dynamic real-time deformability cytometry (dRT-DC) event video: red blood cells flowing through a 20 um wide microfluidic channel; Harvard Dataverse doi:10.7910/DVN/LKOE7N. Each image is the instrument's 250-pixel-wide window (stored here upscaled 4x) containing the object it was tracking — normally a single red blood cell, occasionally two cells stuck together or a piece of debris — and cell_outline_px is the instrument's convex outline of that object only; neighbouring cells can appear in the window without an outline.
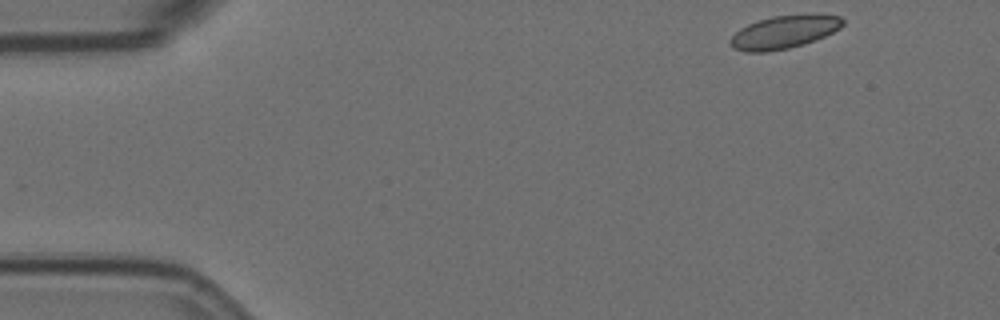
{"species": "Egyptian fruit bat (a non-hibernating species)", "species_latin": "Rousettus aegyptiacus", "temperature_condition": "room temperature", "stored_images_in_passage": 4, "camera_frame_rate_fps": 3000, "um_per_image_px": 0.085, "animal": {"sex": "female"}, "frame": {"image": 1, "passage_image": 1, "time_ms": 0.0, "image_size_px": [1000, 320], "cell_outline_px": [[844, 24], [840, 28], [816, 40], [804, 44], [788, 48], [768, 52], [744, 52], [732, 48], [728, 44], [728, 40], [740, 28], [748, 24], [772, 16], [840, 16], [844, 20]], "centroid_in_image_um": [66.56, 2.77], "position_along_channel_um": 18.4, "area_um2": 21.21}}
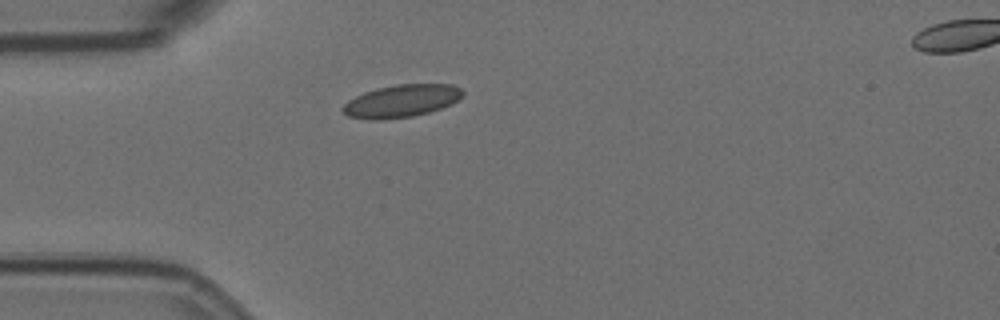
{"frame": {"image": 2, "passage_image": 3, "time_ms": 0.667, "image_size_px": [1000, 320], "cell_outline_px": [[464, 96], [452, 104], [428, 112], [412, 116], [380, 120], [372, 120], [348, 116], [340, 108], [348, 100], [364, 92], [376, 88], [396, 84], [452, 84], [460, 88], [464, 92]], "centroid_in_image_um": [34.13, 8.57], "position_along_channel_um": 50.9, "area_um2": 22.83}}